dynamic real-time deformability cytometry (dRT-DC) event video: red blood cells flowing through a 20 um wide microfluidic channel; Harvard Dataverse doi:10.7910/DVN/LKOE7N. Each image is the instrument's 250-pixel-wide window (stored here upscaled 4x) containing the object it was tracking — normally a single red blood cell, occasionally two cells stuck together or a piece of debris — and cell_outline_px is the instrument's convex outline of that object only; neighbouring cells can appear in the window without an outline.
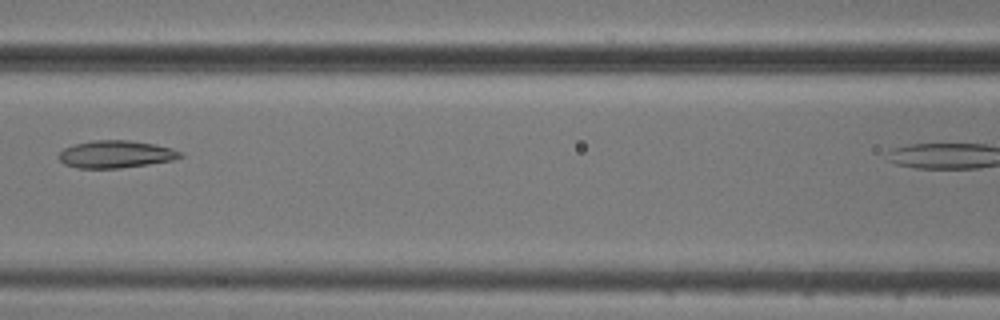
{"species": "common noctule bat (a hibernating species)", "species_latin": "Nyctalus noctula", "temperature_condition": "cold", "stored_images_in_passage": 6, "camera_frame_rate_fps": 3000, "um_per_image_px": 0.085, "animal": {"sex": "male", "body_mass_g": 20.5, "forearm_length_mm": 52.5}, "frame": {"image": 1, "passage_image": 5, "time_ms": 4.667, "image_size_px": [1000, 320], "cell_outline_px": [[184, 156], [172, 160], [148, 164], [120, 168], [76, 168], [64, 164], [56, 156], [64, 148], [76, 144], [92, 140], [128, 140], [152, 144], [172, 148], [180, 152]], "centroid_in_image_um": [9.8, 13.11], "position_along_channel_um": 156.8, "area_um2": 19.31}}